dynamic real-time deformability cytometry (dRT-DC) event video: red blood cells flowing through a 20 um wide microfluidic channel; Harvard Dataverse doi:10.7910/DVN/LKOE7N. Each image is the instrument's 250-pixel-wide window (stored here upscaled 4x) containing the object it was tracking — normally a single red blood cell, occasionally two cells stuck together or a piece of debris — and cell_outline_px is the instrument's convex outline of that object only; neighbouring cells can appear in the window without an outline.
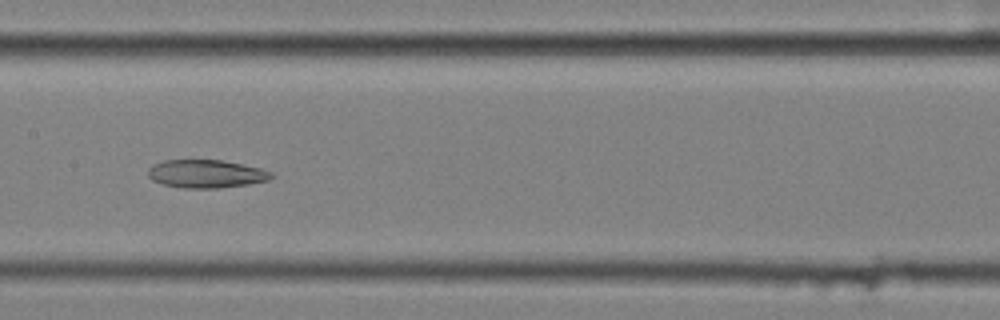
{"species": "common noctule bat (a hibernating species)", "species_latin": "Nyctalus noctula", "temperature_condition": "cold", "stored_images_in_passage": 10, "camera_frame_rate_fps": 3000, "um_per_image_px": 0.085, "animal": {"sex": "female", "body_mass_g": 25.1}, "frame": {"image": 1, "passage_image": 9, "time_ms": 2.667, "image_size_px": [1000, 320], "cell_outline_px": [[272, 176], [268, 180], [248, 184], [220, 188], [184, 188], [164, 184], [152, 180], [148, 176], [148, 168], [152, 164], [164, 160], [220, 160], [260, 168], [272, 172]], "centroid_in_image_um": [17.48, 14.77], "position_along_channel_um": 189.9, "area_um2": 20.06}}
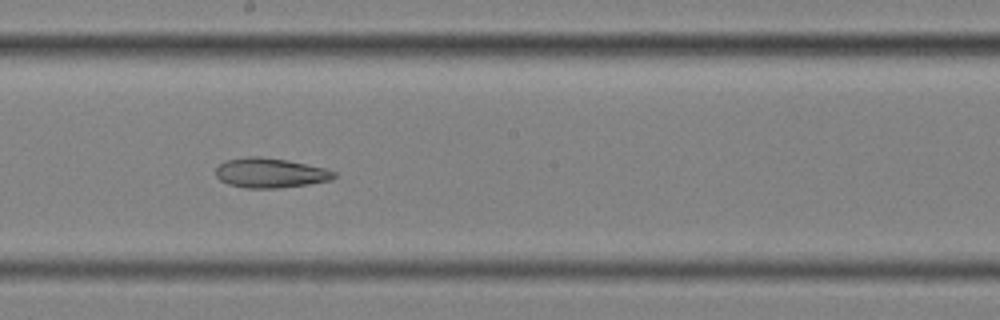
{"frame": {"image": 2, "passage_image": 10, "time_ms": 3.0, "image_size_px": [1000, 320], "cell_outline_px": [[336, 176], [332, 180], [308, 184], [280, 188], [244, 188], [228, 184], [220, 180], [216, 176], [216, 168], [224, 160], [248, 156], [260, 156], [288, 160], [328, 168], [336, 172]], "centroid_in_image_um": [22.99, 14.69], "position_along_channel_um": 225.2, "area_um2": 20.81}}